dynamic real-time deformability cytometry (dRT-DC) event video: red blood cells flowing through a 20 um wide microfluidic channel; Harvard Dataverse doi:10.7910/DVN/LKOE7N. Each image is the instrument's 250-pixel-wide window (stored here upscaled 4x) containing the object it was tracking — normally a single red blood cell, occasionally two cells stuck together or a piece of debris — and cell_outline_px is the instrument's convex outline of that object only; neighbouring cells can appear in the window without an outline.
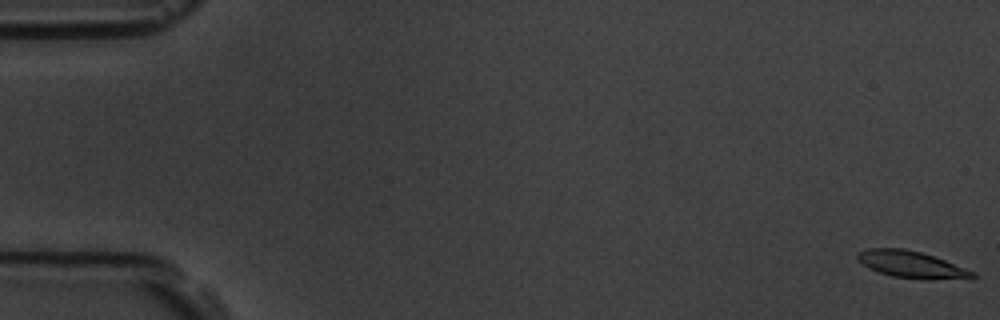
{"species": "common noctule bat (a hibernating species)", "species_latin": "Nyctalus noctula", "temperature_condition": "room temperature", "stored_images_in_passage": 57, "camera_frame_rate_fps": 3000, "um_per_image_px": 0.085, "animal": {"sex": "male", "body_mass_g": 19.5, "forearm_length_mm": 54.6}, "frame": {"image": 1, "passage_image": 1, "time_ms": 0.0, "image_size_px": [1000, 320], "cell_outline_px": [[976, 276], [972, 280], [892, 276], [868, 268], [856, 256], [860, 252], [868, 248], [904, 248], [920, 252], [944, 260], [976, 272]], "centroid_in_image_um": [77.53, 22.47], "position_along_channel_um": 7.5, "area_um2": 17.51}}
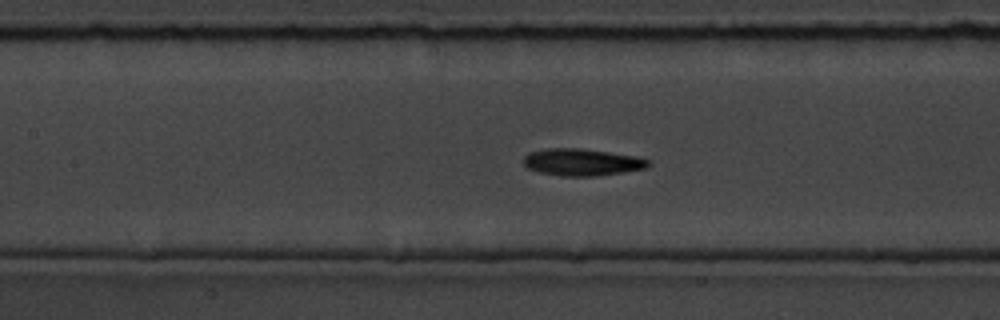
{"frame": {"image": 2, "passage_image": 26, "time_ms": 8.333, "image_size_px": [1000, 320], "cell_outline_px": [[652, 160], [648, 168], [624, 172], [596, 176], [560, 176], [540, 172], [528, 168], [524, 164], [524, 156], [532, 152], [548, 148], [580, 148], [636, 156]], "centroid_in_image_um": [49.52, 13.79], "position_along_channel_um": 157.9, "area_um2": 19.65}}
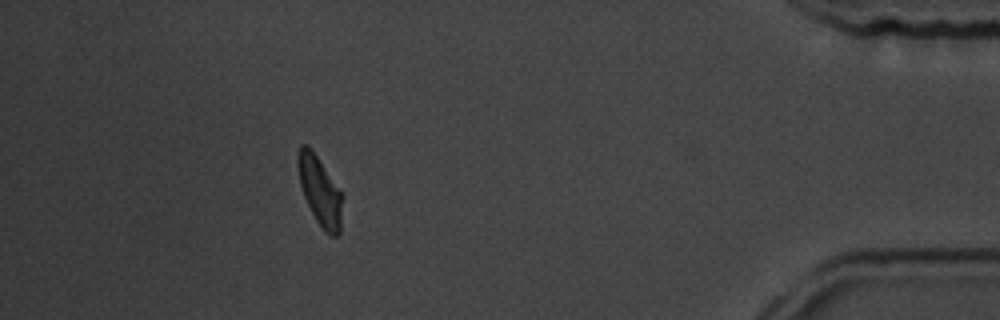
{"frame": {"image": 3, "passage_image": 51, "time_ms": 16.667, "image_size_px": [1000, 320], "cell_outline_px": [[340, 232], [336, 236], [328, 236], [324, 232], [316, 220], [304, 196], [300, 184], [296, 164], [296, 152], [300, 144], [308, 144], [340, 192]], "centroid_in_image_um": [27.11, 16.2], "position_along_channel_um": 408.1, "area_um2": 17.34}, "authors_computed_cell_mechanics": {"area_um2": 18.6116, "velocity_mm_per_s": 3.6439, "shape_relaxation_time_tau1_ms": 3.6681, "shape_relaxation_time_tau2_ms": 5.6149, "deformation_change_tau1": 0.1331, "deformation_change_tau2": 0.1232}}